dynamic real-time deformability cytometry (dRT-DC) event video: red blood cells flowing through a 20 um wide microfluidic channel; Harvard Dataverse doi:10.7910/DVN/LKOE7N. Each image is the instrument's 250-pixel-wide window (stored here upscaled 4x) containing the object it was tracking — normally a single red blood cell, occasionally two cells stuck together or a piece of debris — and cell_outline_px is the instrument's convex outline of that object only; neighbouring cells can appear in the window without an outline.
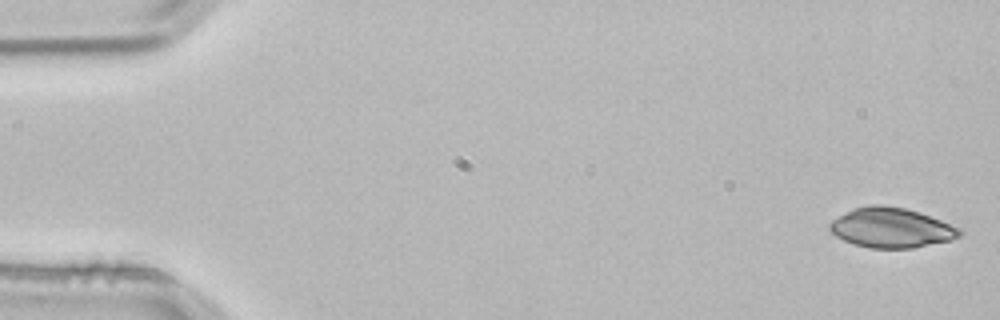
{"species": "common noctule bat (a hibernating species)", "species_latin": "Nyctalus noctula", "temperature_condition": "room temperature", "stored_images_in_passage": 4, "segment_of_instrument_passage": [2, 2], "camera_frame_rate_fps": 3000, "um_per_image_px": 0.085, "animal": {"sex": "male", "body_mass_g": 21.5, "forearm_length_mm": 52.0}, "frame": {"image": 1, "passage_image": 4, "time_ms": 1.0, "image_size_px": [1000, 320], "cell_outline_px": [[964, 232], [960, 236], [952, 240], [912, 248], [868, 248], [852, 244], [836, 236], [828, 228], [828, 224], [832, 220], [852, 208], [868, 204], [884, 204], [904, 208], [920, 212], [960, 228]], "centroid_in_image_um": [75.74, 19.35], "position_along_channel_um": 9.3, "area_um2": 30.46}}